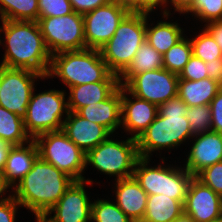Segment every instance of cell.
I'll list each match as a JSON object with an SVG mask.
<instances>
[{
  "mask_svg": "<svg viewBox=\"0 0 222 222\" xmlns=\"http://www.w3.org/2000/svg\"><path fill=\"white\" fill-rule=\"evenodd\" d=\"M209 78L214 79L222 86V58L205 62Z\"/></svg>",
  "mask_w": 222,
  "mask_h": 222,
  "instance_id": "41",
  "label": "cell"
},
{
  "mask_svg": "<svg viewBox=\"0 0 222 222\" xmlns=\"http://www.w3.org/2000/svg\"><path fill=\"white\" fill-rule=\"evenodd\" d=\"M34 141L38 147L39 157L75 181H86V177L83 176L86 173V153L62 130L43 133L38 135Z\"/></svg>",
  "mask_w": 222,
  "mask_h": 222,
  "instance_id": "9",
  "label": "cell"
},
{
  "mask_svg": "<svg viewBox=\"0 0 222 222\" xmlns=\"http://www.w3.org/2000/svg\"><path fill=\"white\" fill-rule=\"evenodd\" d=\"M38 18L64 16L73 12L69 0H38Z\"/></svg>",
  "mask_w": 222,
  "mask_h": 222,
  "instance_id": "34",
  "label": "cell"
},
{
  "mask_svg": "<svg viewBox=\"0 0 222 222\" xmlns=\"http://www.w3.org/2000/svg\"><path fill=\"white\" fill-rule=\"evenodd\" d=\"M21 205L15 200L13 195H9L0 202V222H17V213Z\"/></svg>",
  "mask_w": 222,
  "mask_h": 222,
  "instance_id": "37",
  "label": "cell"
},
{
  "mask_svg": "<svg viewBox=\"0 0 222 222\" xmlns=\"http://www.w3.org/2000/svg\"><path fill=\"white\" fill-rule=\"evenodd\" d=\"M160 68H163V55L145 40L130 65L118 76L119 85L124 86L134 75Z\"/></svg>",
  "mask_w": 222,
  "mask_h": 222,
  "instance_id": "26",
  "label": "cell"
},
{
  "mask_svg": "<svg viewBox=\"0 0 222 222\" xmlns=\"http://www.w3.org/2000/svg\"><path fill=\"white\" fill-rule=\"evenodd\" d=\"M150 15L152 16L153 14L146 13L145 40L160 54L163 55L186 35V27L183 28L182 26L185 25H181V23L179 24V20L174 21L173 19H171L173 16L169 14L161 13L160 15H162V18L161 20L158 19L157 22H155V17H153L152 19ZM151 20H153L154 22Z\"/></svg>",
  "mask_w": 222,
  "mask_h": 222,
  "instance_id": "20",
  "label": "cell"
},
{
  "mask_svg": "<svg viewBox=\"0 0 222 222\" xmlns=\"http://www.w3.org/2000/svg\"><path fill=\"white\" fill-rule=\"evenodd\" d=\"M187 145L191 147L186 152V158L177 163H182L193 176L208 166L222 162V134L218 132L194 135Z\"/></svg>",
  "mask_w": 222,
  "mask_h": 222,
  "instance_id": "16",
  "label": "cell"
},
{
  "mask_svg": "<svg viewBox=\"0 0 222 222\" xmlns=\"http://www.w3.org/2000/svg\"><path fill=\"white\" fill-rule=\"evenodd\" d=\"M120 7L125 8L129 13H144L142 0H110Z\"/></svg>",
  "mask_w": 222,
  "mask_h": 222,
  "instance_id": "43",
  "label": "cell"
},
{
  "mask_svg": "<svg viewBox=\"0 0 222 222\" xmlns=\"http://www.w3.org/2000/svg\"><path fill=\"white\" fill-rule=\"evenodd\" d=\"M201 26L210 33L219 48L222 50V20L208 22L207 24L200 25L199 27Z\"/></svg>",
  "mask_w": 222,
  "mask_h": 222,
  "instance_id": "42",
  "label": "cell"
},
{
  "mask_svg": "<svg viewBox=\"0 0 222 222\" xmlns=\"http://www.w3.org/2000/svg\"><path fill=\"white\" fill-rule=\"evenodd\" d=\"M157 115L158 106L137 98L121 86V129L127 136L137 140Z\"/></svg>",
  "mask_w": 222,
  "mask_h": 222,
  "instance_id": "17",
  "label": "cell"
},
{
  "mask_svg": "<svg viewBox=\"0 0 222 222\" xmlns=\"http://www.w3.org/2000/svg\"><path fill=\"white\" fill-rule=\"evenodd\" d=\"M53 78L64 84L65 91L87 83L119 82L118 75L108 69L100 51L89 48L52 55L47 79Z\"/></svg>",
  "mask_w": 222,
  "mask_h": 222,
  "instance_id": "4",
  "label": "cell"
},
{
  "mask_svg": "<svg viewBox=\"0 0 222 222\" xmlns=\"http://www.w3.org/2000/svg\"><path fill=\"white\" fill-rule=\"evenodd\" d=\"M38 0H0V20L38 21Z\"/></svg>",
  "mask_w": 222,
  "mask_h": 222,
  "instance_id": "28",
  "label": "cell"
},
{
  "mask_svg": "<svg viewBox=\"0 0 222 222\" xmlns=\"http://www.w3.org/2000/svg\"><path fill=\"white\" fill-rule=\"evenodd\" d=\"M142 2L144 3V13H156L157 15L156 11L160 9L159 12L166 14L167 0H142Z\"/></svg>",
  "mask_w": 222,
  "mask_h": 222,
  "instance_id": "44",
  "label": "cell"
},
{
  "mask_svg": "<svg viewBox=\"0 0 222 222\" xmlns=\"http://www.w3.org/2000/svg\"><path fill=\"white\" fill-rule=\"evenodd\" d=\"M119 86V82H95L72 86L67 92L68 110L77 112L84 106L102 102Z\"/></svg>",
  "mask_w": 222,
  "mask_h": 222,
  "instance_id": "23",
  "label": "cell"
},
{
  "mask_svg": "<svg viewBox=\"0 0 222 222\" xmlns=\"http://www.w3.org/2000/svg\"><path fill=\"white\" fill-rule=\"evenodd\" d=\"M184 213L195 222L222 221V196L194 176L188 187Z\"/></svg>",
  "mask_w": 222,
  "mask_h": 222,
  "instance_id": "15",
  "label": "cell"
},
{
  "mask_svg": "<svg viewBox=\"0 0 222 222\" xmlns=\"http://www.w3.org/2000/svg\"><path fill=\"white\" fill-rule=\"evenodd\" d=\"M9 195H11V188L5 183L3 174L0 172V202Z\"/></svg>",
  "mask_w": 222,
  "mask_h": 222,
  "instance_id": "46",
  "label": "cell"
},
{
  "mask_svg": "<svg viewBox=\"0 0 222 222\" xmlns=\"http://www.w3.org/2000/svg\"><path fill=\"white\" fill-rule=\"evenodd\" d=\"M173 222H195L189 215L183 213L177 217Z\"/></svg>",
  "mask_w": 222,
  "mask_h": 222,
  "instance_id": "47",
  "label": "cell"
},
{
  "mask_svg": "<svg viewBox=\"0 0 222 222\" xmlns=\"http://www.w3.org/2000/svg\"><path fill=\"white\" fill-rule=\"evenodd\" d=\"M75 180L41 157L11 189V194L35 217H43L64 195Z\"/></svg>",
  "mask_w": 222,
  "mask_h": 222,
  "instance_id": "2",
  "label": "cell"
},
{
  "mask_svg": "<svg viewBox=\"0 0 222 222\" xmlns=\"http://www.w3.org/2000/svg\"><path fill=\"white\" fill-rule=\"evenodd\" d=\"M194 2L195 0H167L166 14L175 15L177 13L182 15L181 17H185L193 9Z\"/></svg>",
  "mask_w": 222,
  "mask_h": 222,
  "instance_id": "40",
  "label": "cell"
},
{
  "mask_svg": "<svg viewBox=\"0 0 222 222\" xmlns=\"http://www.w3.org/2000/svg\"><path fill=\"white\" fill-rule=\"evenodd\" d=\"M0 139L12 146H21L32 139L27 134L23 118L0 106Z\"/></svg>",
  "mask_w": 222,
  "mask_h": 222,
  "instance_id": "27",
  "label": "cell"
},
{
  "mask_svg": "<svg viewBox=\"0 0 222 222\" xmlns=\"http://www.w3.org/2000/svg\"><path fill=\"white\" fill-rule=\"evenodd\" d=\"M62 131L85 153L97 147L111 135L105 127L72 111L68 112Z\"/></svg>",
  "mask_w": 222,
  "mask_h": 222,
  "instance_id": "18",
  "label": "cell"
},
{
  "mask_svg": "<svg viewBox=\"0 0 222 222\" xmlns=\"http://www.w3.org/2000/svg\"><path fill=\"white\" fill-rule=\"evenodd\" d=\"M195 177L222 196V162L204 168Z\"/></svg>",
  "mask_w": 222,
  "mask_h": 222,
  "instance_id": "35",
  "label": "cell"
},
{
  "mask_svg": "<svg viewBox=\"0 0 222 222\" xmlns=\"http://www.w3.org/2000/svg\"><path fill=\"white\" fill-rule=\"evenodd\" d=\"M192 17L198 23L222 20V0H195L193 9L185 16L186 19ZM194 18V19H193Z\"/></svg>",
  "mask_w": 222,
  "mask_h": 222,
  "instance_id": "32",
  "label": "cell"
},
{
  "mask_svg": "<svg viewBox=\"0 0 222 222\" xmlns=\"http://www.w3.org/2000/svg\"><path fill=\"white\" fill-rule=\"evenodd\" d=\"M93 199L91 222H133L118 207V205L107 196L105 198Z\"/></svg>",
  "mask_w": 222,
  "mask_h": 222,
  "instance_id": "31",
  "label": "cell"
},
{
  "mask_svg": "<svg viewBox=\"0 0 222 222\" xmlns=\"http://www.w3.org/2000/svg\"><path fill=\"white\" fill-rule=\"evenodd\" d=\"M115 135L111 134L105 141L86 153V171L89 166H92L93 171L96 169L100 174L102 173L101 175H107L115 180L133 176L134 167L139 158L137 141L129 136L125 140H120Z\"/></svg>",
  "mask_w": 222,
  "mask_h": 222,
  "instance_id": "7",
  "label": "cell"
},
{
  "mask_svg": "<svg viewBox=\"0 0 222 222\" xmlns=\"http://www.w3.org/2000/svg\"><path fill=\"white\" fill-rule=\"evenodd\" d=\"M184 213V204L164 194L148 195L142 222H173Z\"/></svg>",
  "mask_w": 222,
  "mask_h": 222,
  "instance_id": "25",
  "label": "cell"
},
{
  "mask_svg": "<svg viewBox=\"0 0 222 222\" xmlns=\"http://www.w3.org/2000/svg\"><path fill=\"white\" fill-rule=\"evenodd\" d=\"M77 113L105 127L111 134H118L117 130H121V86L104 101L84 106Z\"/></svg>",
  "mask_w": 222,
  "mask_h": 222,
  "instance_id": "21",
  "label": "cell"
},
{
  "mask_svg": "<svg viewBox=\"0 0 222 222\" xmlns=\"http://www.w3.org/2000/svg\"><path fill=\"white\" fill-rule=\"evenodd\" d=\"M74 12L84 15L98 7L104 6L110 0H69Z\"/></svg>",
  "mask_w": 222,
  "mask_h": 222,
  "instance_id": "39",
  "label": "cell"
},
{
  "mask_svg": "<svg viewBox=\"0 0 222 222\" xmlns=\"http://www.w3.org/2000/svg\"><path fill=\"white\" fill-rule=\"evenodd\" d=\"M193 34H195L192 35L194 38L191 36L189 39L192 44V54L195 57L204 62L222 58V50L204 27Z\"/></svg>",
  "mask_w": 222,
  "mask_h": 222,
  "instance_id": "30",
  "label": "cell"
},
{
  "mask_svg": "<svg viewBox=\"0 0 222 222\" xmlns=\"http://www.w3.org/2000/svg\"><path fill=\"white\" fill-rule=\"evenodd\" d=\"M192 135H198L212 131L210 105L190 106L186 112Z\"/></svg>",
  "mask_w": 222,
  "mask_h": 222,
  "instance_id": "33",
  "label": "cell"
},
{
  "mask_svg": "<svg viewBox=\"0 0 222 222\" xmlns=\"http://www.w3.org/2000/svg\"><path fill=\"white\" fill-rule=\"evenodd\" d=\"M178 75L164 68L134 75L123 87L137 98L160 106L177 96Z\"/></svg>",
  "mask_w": 222,
  "mask_h": 222,
  "instance_id": "12",
  "label": "cell"
},
{
  "mask_svg": "<svg viewBox=\"0 0 222 222\" xmlns=\"http://www.w3.org/2000/svg\"><path fill=\"white\" fill-rule=\"evenodd\" d=\"M34 89L23 118L24 127L32 140L43 133L59 131L68 115L67 92L65 90Z\"/></svg>",
  "mask_w": 222,
  "mask_h": 222,
  "instance_id": "8",
  "label": "cell"
},
{
  "mask_svg": "<svg viewBox=\"0 0 222 222\" xmlns=\"http://www.w3.org/2000/svg\"><path fill=\"white\" fill-rule=\"evenodd\" d=\"M187 109L178 96L161 104L155 120L136 140L139 157L152 158L156 152L162 158L163 151L169 154L173 149H180L181 144L186 146L193 137L186 118Z\"/></svg>",
  "mask_w": 222,
  "mask_h": 222,
  "instance_id": "3",
  "label": "cell"
},
{
  "mask_svg": "<svg viewBox=\"0 0 222 222\" xmlns=\"http://www.w3.org/2000/svg\"><path fill=\"white\" fill-rule=\"evenodd\" d=\"M12 147L13 146L11 144L0 139V172L1 173L3 172L5 168L6 160L8 158V154Z\"/></svg>",
  "mask_w": 222,
  "mask_h": 222,
  "instance_id": "45",
  "label": "cell"
},
{
  "mask_svg": "<svg viewBox=\"0 0 222 222\" xmlns=\"http://www.w3.org/2000/svg\"><path fill=\"white\" fill-rule=\"evenodd\" d=\"M114 181L111 191L112 200L130 220L142 222L148 200L147 193L133 176Z\"/></svg>",
  "mask_w": 222,
  "mask_h": 222,
  "instance_id": "19",
  "label": "cell"
},
{
  "mask_svg": "<svg viewBox=\"0 0 222 222\" xmlns=\"http://www.w3.org/2000/svg\"><path fill=\"white\" fill-rule=\"evenodd\" d=\"M211 129L222 134V88L210 102Z\"/></svg>",
  "mask_w": 222,
  "mask_h": 222,
  "instance_id": "38",
  "label": "cell"
},
{
  "mask_svg": "<svg viewBox=\"0 0 222 222\" xmlns=\"http://www.w3.org/2000/svg\"><path fill=\"white\" fill-rule=\"evenodd\" d=\"M39 152L34 140L10 149L2 172L5 183L12 189L32 168Z\"/></svg>",
  "mask_w": 222,
  "mask_h": 222,
  "instance_id": "22",
  "label": "cell"
},
{
  "mask_svg": "<svg viewBox=\"0 0 222 222\" xmlns=\"http://www.w3.org/2000/svg\"><path fill=\"white\" fill-rule=\"evenodd\" d=\"M208 77L205 62L194 55L190 57L183 70L178 75L179 79H186L190 81H198Z\"/></svg>",
  "mask_w": 222,
  "mask_h": 222,
  "instance_id": "36",
  "label": "cell"
},
{
  "mask_svg": "<svg viewBox=\"0 0 222 222\" xmlns=\"http://www.w3.org/2000/svg\"><path fill=\"white\" fill-rule=\"evenodd\" d=\"M159 159L156 165L151 158L139 157L133 177L147 195L164 194L184 204L189 184L194 176L182 167V164L176 165V160L167 162V156L166 159ZM171 162L175 166L173 163L168 164Z\"/></svg>",
  "mask_w": 222,
  "mask_h": 222,
  "instance_id": "5",
  "label": "cell"
},
{
  "mask_svg": "<svg viewBox=\"0 0 222 222\" xmlns=\"http://www.w3.org/2000/svg\"><path fill=\"white\" fill-rule=\"evenodd\" d=\"M190 36L186 35L163 54V68L177 75L183 70L192 54Z\"/></svg>",
  "mask_w": 222,
  "mask_h": 222,
  "instance_id": "29",
  "label": "cell"
},
{
  "mask_svg": "<svg viewBox=\"0 0 222 222\" xmlns=\"http://www.w3.org/2000/svg\"><path fill=\"white\" fill-rule=\"evenodd\" d=\"M94 181L93 178L74 181L43 218L47 222H91L93 200L86 186L93 187Z\"/></svg>",
  "mask_w": 222,
  "mask_h": 222,
  "instance_id": "13",
  "label": "cell"
},
{
  "mask_svg": "<svg viewBox=\"0 0 222 222\" xmlns=\"http://www.w3.org/2000/svg\"><path fill=\"white\" fill-rule=\"evenodd\" d=\"M222 86L211 78L190 81L179 79L177 96L188 106L210 105Z\"/></svg>",
  "mask_w": 222,
  "mask_h": 222,
  "instance_id": "24",
  "label": "cell"
},
{
  "mask_svg": "<svg viewBox=\"0 0 222 222\" xmlns=\"http://www.w3.org/2000/svg\"><path fill=\"white\" fill-rule=\"evenodd\" d=\"M36 222H47L43 217H35Z\"/></svg>",
  "mask_w": 222,
  "mask_h": 222,
  "instance_id": "48",
  "label": "cell"
},
{
  "mask_svg": "<svg viewBox=\"0 0 222 222\" xmlns=\"http://www.w3.org/2000/svg\"><path fill=\"white\" fill-rule=\"evenodd\" d=\"M146 38V13H128L114 35L99 51L108 69L120 75L132 62Z\"/></svg>",
  "mask_w": 222,
  "mask_h": 222,
  "instance_id": "6",
  "label": "cell"
},
{
  "mask_svg": "<svg viewBox=\"0 0 222 222\" xmlns=\"http://www.w3.org/2000/svg\"><path fill=\"white\" fill-rule=\"evenodd\" d=\"M129 12L113 2L83 15L86 48L100 49L114 35Z\"/></svg>",
  "mask_w": 222,
  "mask_h": 222,
  "instance_id": "14",
  "label": "cell"
},
{
  "mask_svg": "<svg viewBox=\"0 0 222 222\" xmlns=\"http://www.w3.org/2000/svg\"><path fill=\"white\" fill-rule=\"evenodd\" d=\"M38 24L51 56L86 48L83 15L73 11L64 16L38 18Z\"/></svg>",
  "mask_w": 222,
  "mask_h": 222,
  "instance_id": "10",
  "label": "cell"
},
{
  "mask_svg": "<svg viewBox=\"0 0 222 222\" xmlns=\"http://www.w3.org/2000/svg\"><path fill=\"white\" fill-rule=\"evenodd\" d=\"M39 79H44V83L48 80L44 75L28 69L0 65V106L24 118L32 93L40 83Z\"/></svg>",
  "mask_w": 222,
  "mask_h": 222,
  "instance_id": "11",
  "label": "cell"
},
{
  "mask_svg": "<svg viewBox=\"0 0 222 222\" xmlns=\"http://www.w3.org/2000/svg\"><path fill=\"white\" fill-rule=\"evenodd\" d=\"M0 24V47L4 48L0 65L28 69L47 77L52 56L38 21L0 20Z\"/></svg>",
  "mask_w": 222,
  "mask_h": 222,
  "instance_id": "1",
  "label": "cell"
}]
</instances>
